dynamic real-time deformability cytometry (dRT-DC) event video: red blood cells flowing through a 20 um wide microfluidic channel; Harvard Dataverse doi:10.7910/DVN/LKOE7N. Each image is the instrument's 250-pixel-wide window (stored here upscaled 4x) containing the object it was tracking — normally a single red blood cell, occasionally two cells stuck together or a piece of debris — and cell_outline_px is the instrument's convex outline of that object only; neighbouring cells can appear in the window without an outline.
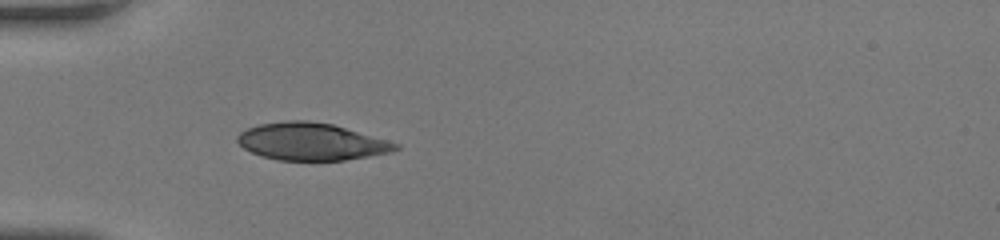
{"species": "human", "species_latin": "Homo sapiens", "temperature_condition": "room temperature", "stored_images_in_passage": 43, "camera_frame_rate_fps": 3000, "um_per_image_px": 0.085, "donor": {"sex": "female"}, "frame": {"image": 1, "passage_image": 9, "time_ms": 2.667, "image_size_px": [1000, 240], "cell_outline_px": [[400, 148], [392, 152], [344, 160], [276, 160], [260, 156], [244, 148], [236, 140], [236, 136], [240, 132], [248, 128], [260, 124], [288, 120], [308, 120], [332, 124], [400, 144]], "centroid_in_image_um": [26.44, 12.04], "position_along_channel_um": 58.6, "area_um2": 34.22}}
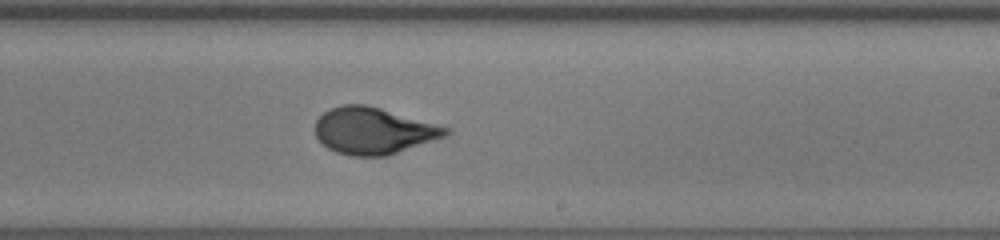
{"frame": {"image": 2, "passage_image": 24, "time_ms": 7.667, "image_size_px": [1000, 240], "cell_outline_px": [[452, 132], [444, 136], [388, 156], [352, 156], [336, 152], [328, 148], [316, 136], [316, 120], [324, 112], [340, 104], [364, 104], [380, 108], [452, 128]], "centroid_in_image_um": [31.75, 11.11], "position_along_channel_um": 257.2, "area_um2": 35.32}}
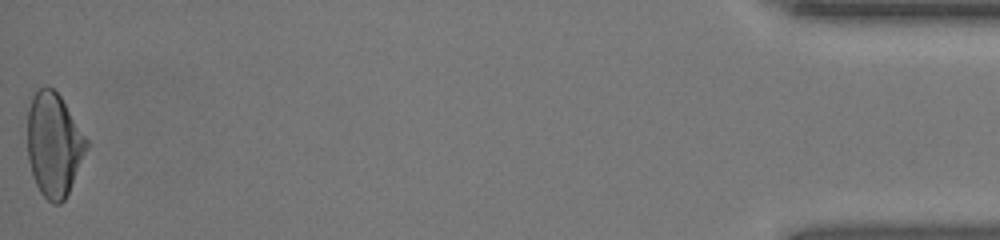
{"frame": {"image": 3, "passage_image": 43, "time_ms": 14.0, "image_size_px": [1000, 240], "cell_outline_px": [[88, 148], [68, 192], [64, 200], [60, 204], [52, 204], [40, 192], [32, 176], [28, 160], [28, 108], [32, 96], [36, 88], [52, 88], [60, 96], [88, 140]], "centroid_in_image_um": [4.57, 12.3], "position_along_channel_um": 430.6, "area_um2": 35.55}, "authors_computed_cell_mechanics": {"area_um2": 35.547, "velocity_mm_per_s": 4.1684, "shape_relaxation_time_tau1_ms": 5.2871, "shape_relaxation_time_tau2_ms": null, "deformation_change_tau1": 0.2217, "deformation_change_tau2": null}}